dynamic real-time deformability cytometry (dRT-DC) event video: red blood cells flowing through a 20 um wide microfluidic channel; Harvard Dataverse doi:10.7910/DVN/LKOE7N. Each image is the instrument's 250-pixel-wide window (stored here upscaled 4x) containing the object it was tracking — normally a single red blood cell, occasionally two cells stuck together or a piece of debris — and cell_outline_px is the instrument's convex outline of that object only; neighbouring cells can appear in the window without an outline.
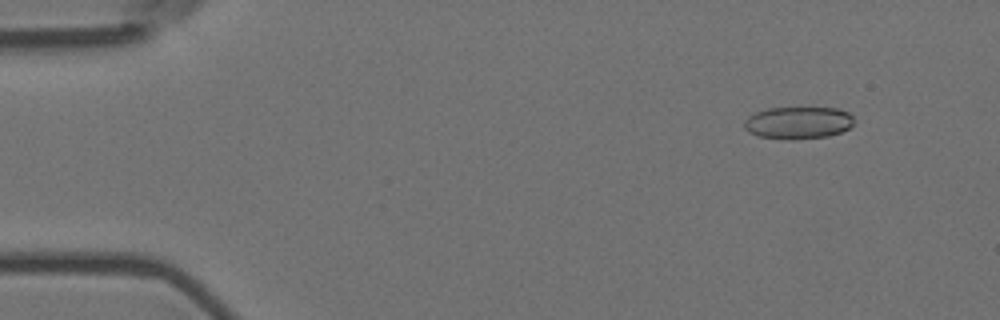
{"species": "Egyptian fruit bat (a non-hibernating species)", "species_latin": "Rousettus aegyptiacus", "temperature_condition": "room temperature", "stored_images_in_passage": 6, "camera_frame_rate_fps": 3000, "um_per_image_px": 0.085, "animal": {"sex": "female"}, "frame": {"image": 1, "passage_image": 2, "time_ms": 0.333, "image_size_px": [1000, 320], "cell_outline_px": [[852, 124], [848, 128], [840, 132], [828, 136], [792, 140], [788, 140], [760, 136], [748, 132], [744, 128], [744, 120], [748, 116], [756, 112], [768, 108], [836, 108], [848, 112], [852, 116]], "centroid_in_image_um": [67.81, 10.44], "position_along_channel_um": 17.2, "area_um2": 20.58}}
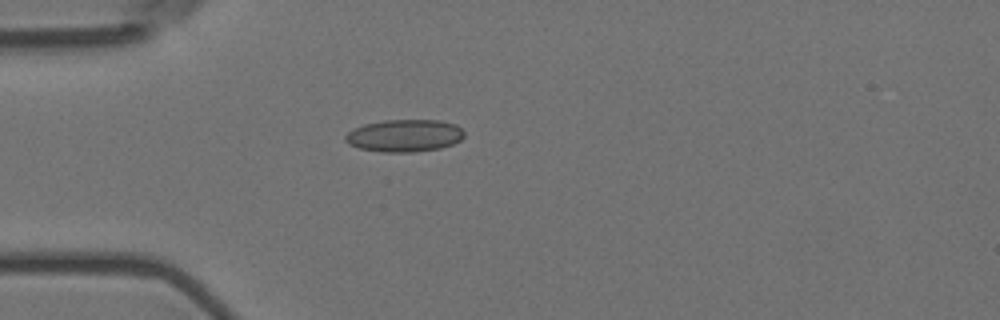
{"frame": {"image": 2, "passage_image": 5, "time_ms": 1.333, "image_size_px": [1000, 320], "cell_outline_px": [[464, 136], [460, 140], [452, 144], [440, 148], [412, 152], [384, 152], [360, 148], [348, 144], [344, 140], [344, 136], [348, 132], [364, 124], [384, 120], [440, 120], [456, 124], [464, 132]], "centroid_in_image_um": [34.38, 11.52], "position_along_channel_um": 50.6, "area_um2": 22.37}}